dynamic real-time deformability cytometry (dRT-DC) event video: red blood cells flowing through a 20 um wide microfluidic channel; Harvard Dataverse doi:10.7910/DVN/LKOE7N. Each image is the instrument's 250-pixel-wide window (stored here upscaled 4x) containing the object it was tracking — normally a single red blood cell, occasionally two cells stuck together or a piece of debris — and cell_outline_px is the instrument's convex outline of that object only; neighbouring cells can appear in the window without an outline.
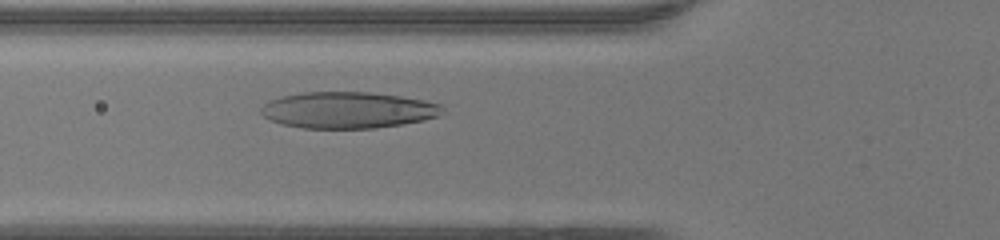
{"species": "human", "species_latin": "Homo sapiens", "temperature_condition": "warm", "stored_images_in_passage": 34, "camera_frame_rate_fps": 3000, "um_per_image_px": 0.085, "donor": {"sex": "female"}, "frame": {"image": 1, "passage_image": 11, "time_ms": 3.333, "image_size_px": [1000, 240], "cell_outline_px": [[440, 108], [436, 116], [424, 120], [376, 128], [304, 128], [280, 124], [264, 116], [260, 112], [260, 108], [268, 100], [300, 92], [368, 92], [400, 96], [424, 100], [440, 104]], "centroid_in_image_um": [29.5, 9.35], "position_along_channel_um": 96.3, "area_um2": 38.15}}
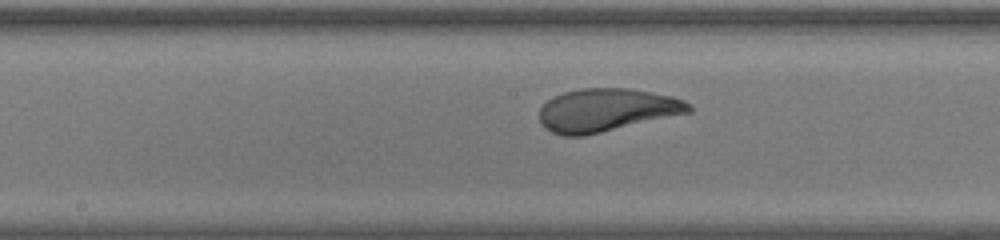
{"frame": {"image": 2, "passage_image": 18, "time_ms": 5.667, "image_size_px": [1000, 240], "cell_outline_px": [[692, 112], [584, 136], [564, 136], [552, 132], [544, 128], [540, 124], [540, 108], [552, 96], [564, 92], [580, 88], [628, 88], [672, 96], [684, 100], [692, 108]], "centroid_in_image_um": [51.53, 9.36], "position_along_channel_um": 196.7, "area_um2": 37.51}}
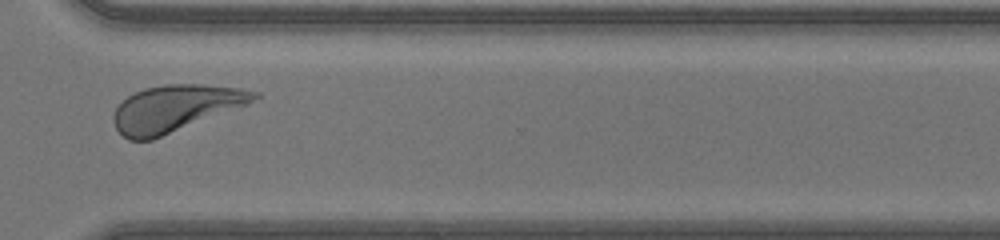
{"frame": {"image": 3, "passage_image": 29, "time_ms": 9.333, "image_size_px": [1000, 240], "cell_outline_px": [[260, 96], [248, 104], [152, 140], [128, 140], [116, 128], [112, 120], [112, 116], [116, 108], [128, 96], [144, 88], [168, 84], [204, 84], [240, 88], [260, 92]], "centroid_in_image_um": [14.91, 9.2], "position_along_channel_um": 355.7, "area_um2": 37.92}, "authors_computed_cell_mechanics": {"area_um2": 38.0324, "velocity_mm_per_s": 4.3251, "shape_relaxation_time_tau1_ms": 2.8327, "shape_relaxation_time_tau2_ms": 0.8546, "deformation_change_tau1": 0.1613, "deformation_change_tau2": 0.0765}}